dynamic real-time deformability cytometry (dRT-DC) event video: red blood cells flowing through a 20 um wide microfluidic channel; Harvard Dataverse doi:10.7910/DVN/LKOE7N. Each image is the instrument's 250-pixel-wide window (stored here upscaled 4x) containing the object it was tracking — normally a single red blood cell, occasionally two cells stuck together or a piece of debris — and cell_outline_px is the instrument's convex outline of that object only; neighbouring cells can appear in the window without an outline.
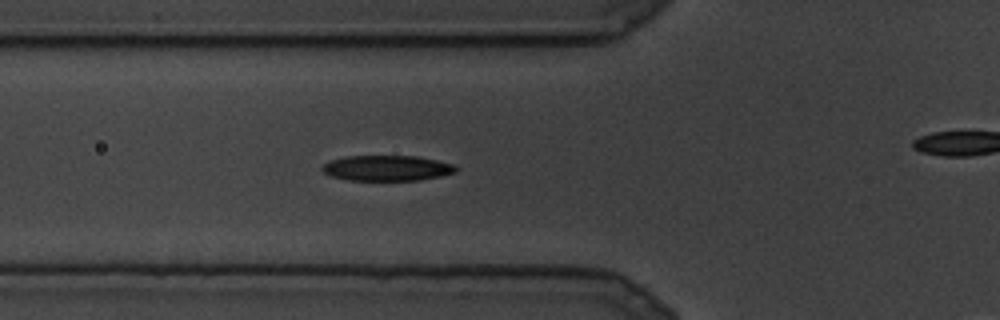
{"species": "common noctule bat (a hibernating species)", "species_latin": "Nyctalus noctula", "temperature_condition": "cold", "stored_images_in_passage": 5, "camera_frame_rate_fps": 3000, "um_per_image_px": 0.085, "animal": {"sex": "male", "body_mass_g": 19.5, "forearm_length_mm": 54.6}, "frame": {"image": 1, "passage_image": 4, "time_ms": 1.0, "image_size_px": [1000, 320], "cell_outline_px": [[456, 172], [440, 176], [420, 180], [348, 180], [332, 176], [324, 172], [320, 168], [328, 160], [344, 156], [416, 156], [436, 160], [452, 164], [456, 168]], "centroid_in_image_um": [32.84, 14.28], "position_along_channel_um": 93.0, "area_um2": 19.77}}